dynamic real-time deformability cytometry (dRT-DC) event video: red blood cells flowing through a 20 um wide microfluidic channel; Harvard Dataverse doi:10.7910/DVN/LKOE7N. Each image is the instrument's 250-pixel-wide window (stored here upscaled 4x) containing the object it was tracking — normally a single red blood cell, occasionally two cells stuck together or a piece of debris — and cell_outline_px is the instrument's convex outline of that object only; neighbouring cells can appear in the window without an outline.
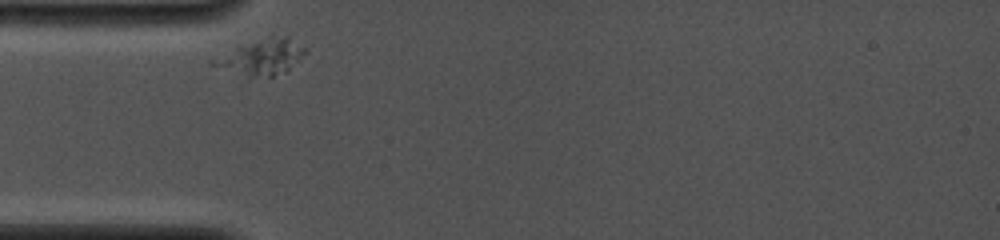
{"species": "common noctule bat (a hibernating species)", "species_latin": "Nyctalus noctula", "temperature_condition": "cold", "stored_images_in_passage": 21, "camera_frame_rate_fps": 4000, "um_per_image_px": 0.085, "animal": {"sex": "female", "body_mass_g": 19.0, "forearm_length_mm": 53.3}, "frame": {"image": 1, "passage_image": 1, "time_ms": 0.0, "image_size_px": [1000, 240], "cell_outline_px": [[308, 52], [288, 72], [272, 76], [248, 76], [208, 64], [212, 60], [236, 48], [272, 32], [288, 36], [304, 48]], "centroid_in_image_um": [22.34, 4.8], "position_along_channel_um": 62.7, "area_um2": 19.13}}
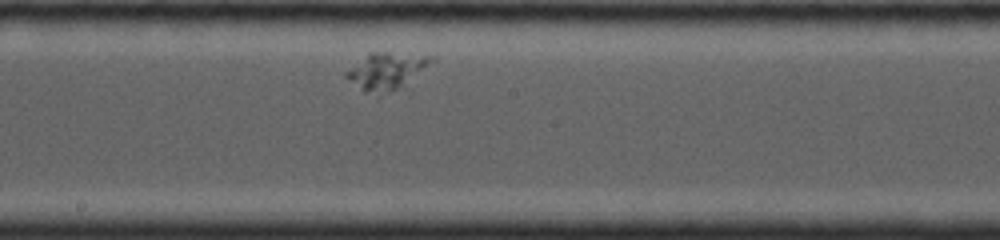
{"frame": {"image": 2, "passage_image": 10, "time_ms": 4.25, "image_size_px": [1000, 240], "cell_outline_px": [[436, 60], [404, 88], [380, 96], [364, 92], [344, 76], [344, 72], [368, 52], [388, 52], [436, 56]], "centroid_in_image_um": [32.89, 6.06], "position_along_channel_um": 215.3, "area_um2": 19.07}}
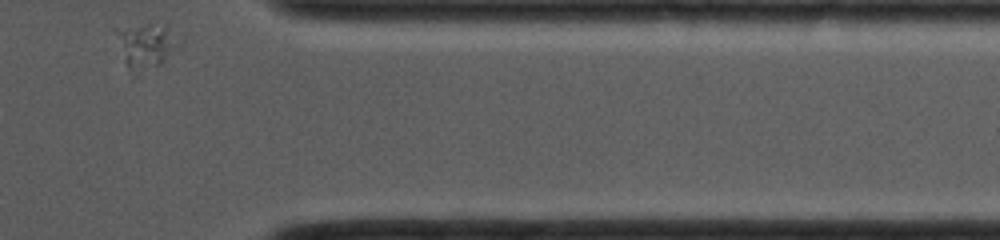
{"frame": {"image": 3, "passage_image": 21, "time_ms": 9.25, "image_size_px": [1000, 240], "cell_outline_px": [[180, 44], [160, 64], [132, 68], [128, 68], [124, 60], [112, 28], [148, 24], [152, 24], [168, 28], [180, 40]], "centroid_in_image_um": [12.36, 3.77], "position_along_channel_um": 399.0, "area_um2": 15.37}}